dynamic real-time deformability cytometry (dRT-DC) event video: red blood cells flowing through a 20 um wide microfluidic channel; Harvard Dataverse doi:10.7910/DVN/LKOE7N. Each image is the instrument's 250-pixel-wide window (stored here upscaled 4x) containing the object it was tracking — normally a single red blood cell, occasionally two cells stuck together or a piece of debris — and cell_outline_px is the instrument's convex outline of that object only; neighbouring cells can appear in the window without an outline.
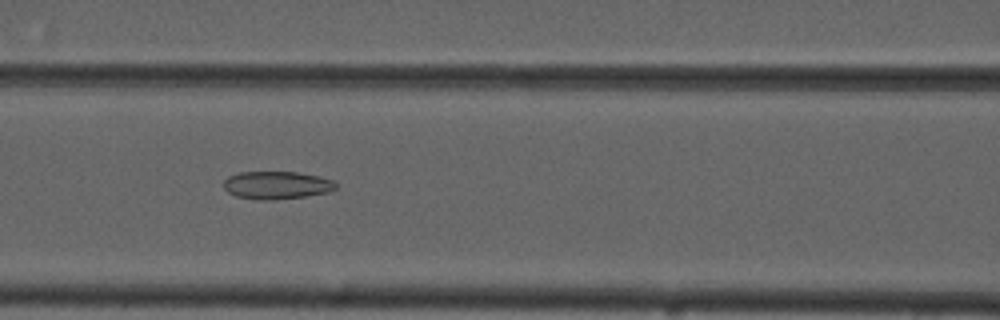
{"species": "common noctule bat (a hibernating species)", "species_latin": "Nyctalus noctula", "temperature_condition": "cold", "stored_images_in_passage": 10, "camera_frame_rate_fps": 3000, "um_per_image_px": 0.085, "animal": {"sex": "male", "forearm_length_mm": 52.5}, "frame": {"image": 1, "passage_image": 7, "time_ms": 6.667, "image_size_px": [1000, 320], "cell_outline_px": [[336, 188], [328, 192], [304, 196], [272, 200], [256, 200], [236, 196], [228, 192], [224, 188], [224, 180], [228, 176], [240, 172], [296, 172], [316, 176], [332, 180], [336, 184]], "centroid_in_image_um": [23.47, 15.74], "position_along_channel_um": 143.1, "area_um2": 18.03}}
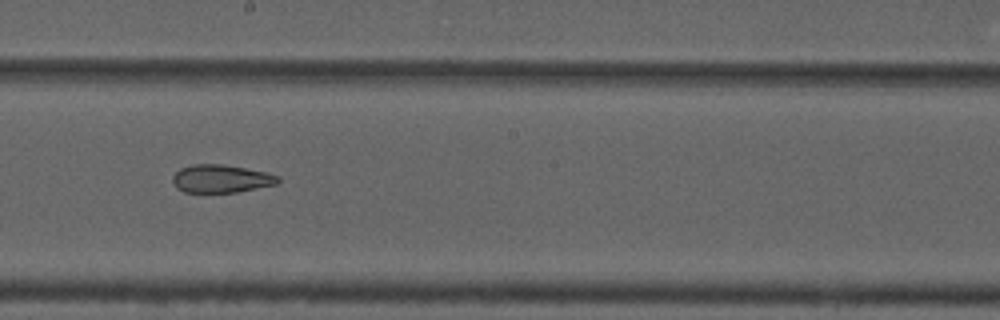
{"frame": {"image": 2, "passage_image": 9, "time_ms": 9.0, "image_size_px": [1000, 320], "cell_outline_px": [[280, 180], [276, 184], [236, 192], [184, 192], [176, 188], [172, 180], [172, 176], [180, 168], [192, 164], [224, 164], [264, 172], [280, 176]], "centroid_in_image_um": [18.76, 15.18], "position_along_channel_um": 229.4, "area_um2": 17.11}}
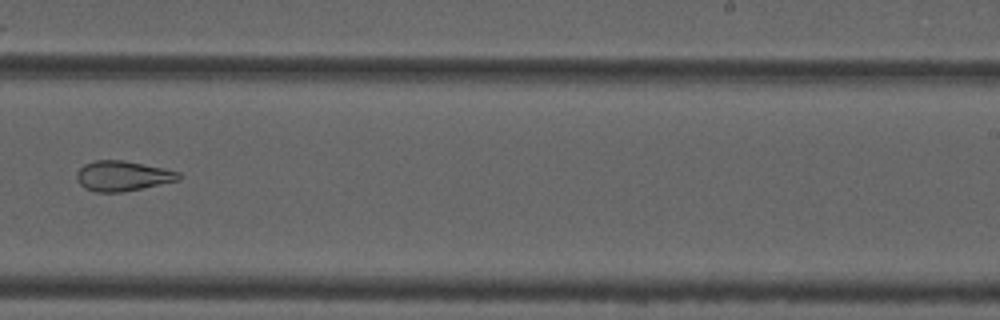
{"frame": {"image": 3, "passage_image": 10, "time_ms": 10.333, "image_size_px": [1000, 320], "cell_outline_px": [[180, 180], [124, 192], [96, 192], [84, 188], [76, 180], [76, 172], [84, 164], [96, 160], [124, 160], [164, 168], [180, 172]], "centroid_in_image_um": [10.41, 14.95], "position_along_channel_um": 278.6, "area_um2": 18.03}}